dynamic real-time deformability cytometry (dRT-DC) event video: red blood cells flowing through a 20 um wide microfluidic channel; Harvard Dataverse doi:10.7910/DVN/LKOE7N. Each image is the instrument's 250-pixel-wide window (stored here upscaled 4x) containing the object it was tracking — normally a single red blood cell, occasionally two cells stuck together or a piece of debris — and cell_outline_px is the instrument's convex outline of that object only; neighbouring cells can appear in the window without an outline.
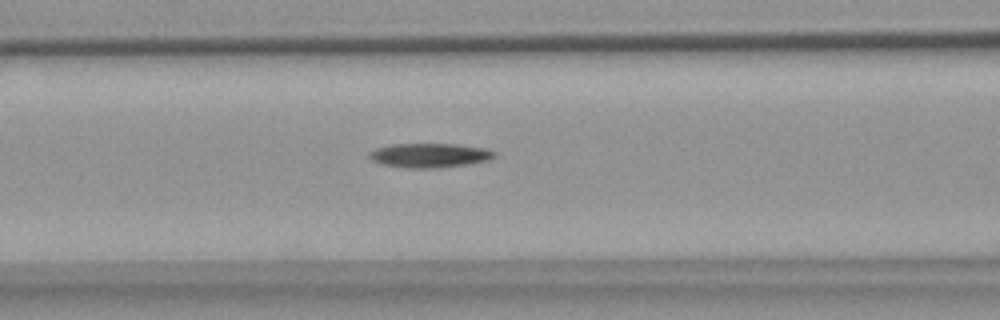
{"species": "common noctule bat (a hibernating species)", "species_latin": "Nyctalus noctula", "temperature_condition": "warm", "stored_images_in_passage": 48, "camera_frame_rate_fps": 3000, "um_per_image_px": 0.085, "animal": {"sex": "female", "body_mass_g": 18.4}, "frame": {"image": 1, "passage_image": 15, "time_ms": 4.667, "image_size_px": [1000, 320], "cell_outline_px": [[496, 156], [488, 160], [472, 164], [440, 168], [404, 168], [380, 164], [372, 160], [368, 156], [368, 152], [376, 148], [392, 144], [456, 144], [488, 148], [496, 152]], "centroid_in_image_um": [36.54, 13.21], "position_along_channel_um": 130.1, "area_um2": 18.09}}
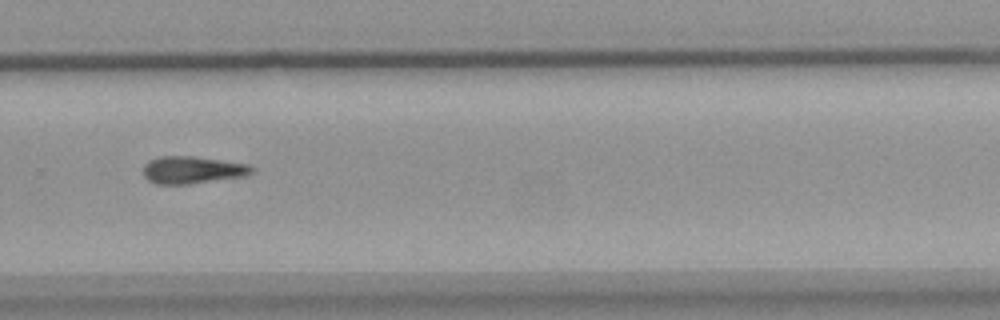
{"frame": {"image": 2, "passage_image": 30, "time_ms": 9.667, "image_size_px": [1000, 320], "cell_outline_px": [[256, 168], [248, 176], [188, 184], [156, 184], [148, 180], [144, 176], [144, 164], [148, 160], [160, 156], [192, 156], [248, 164]], "centroid_in_image_um": [16.37, 14.45], "position_along_channel_um": 313.4, "area_um2": 17.4}}
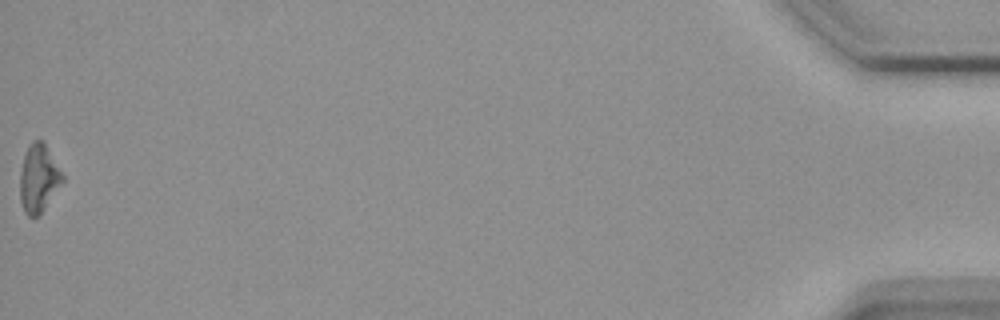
{"frame": {"image": 3, "passage_image": 48, "time_ms": 15.667, "image_size_px": [1000, 320], "cell_outline_px": [[64, 180], [40, 216], [28, 216], [24, 212], [20, 200], [20, 172], [24, 156], [28, 144], [32, 140], [44, 140], [64, 176]], "centroid_in_image_um": [3.28, 15.15], "position_along_channel_um": 431.9, "area_um2": 17.05}}